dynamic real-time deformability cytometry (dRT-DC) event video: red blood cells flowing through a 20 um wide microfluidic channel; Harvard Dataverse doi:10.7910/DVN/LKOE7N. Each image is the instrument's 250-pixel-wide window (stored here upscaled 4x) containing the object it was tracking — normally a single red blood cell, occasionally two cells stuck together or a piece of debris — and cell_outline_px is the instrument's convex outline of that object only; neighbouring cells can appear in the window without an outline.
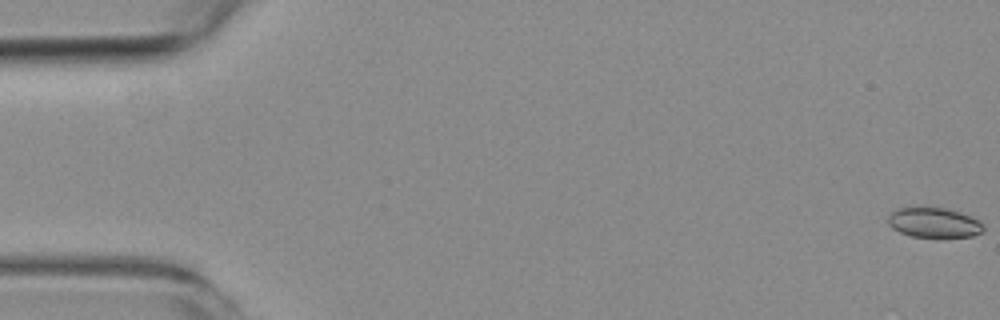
{"species": "common noctule bat (a hibernating species)", "species_latin": "Nyctalus noctula", "temperature_condition": "room temperature", "stored_images_in_passage": 5, "camera_frame_rate_fps": 3000, "um_per_image_px": 0.085, "animal": {"sex": "female", "body_mass_g": 19.3, "forearm_length_mm": 54.1}, "frame": {"image": 1, "passage_image": 1, "time_ms": 0.0, "image_size_px": [1000, 320], "cell_outline_px": [[984, 232], [972, 236], [912, 236], [900, 232], [892, 228], [888, 224], [888, 216], [896, 208], [944, 208], [960, 212], [984, 224]], "centroid_in_image_um": [79.38, 18.92], "position_along_channel_um": 5.6, "area_um2": 16.24}}
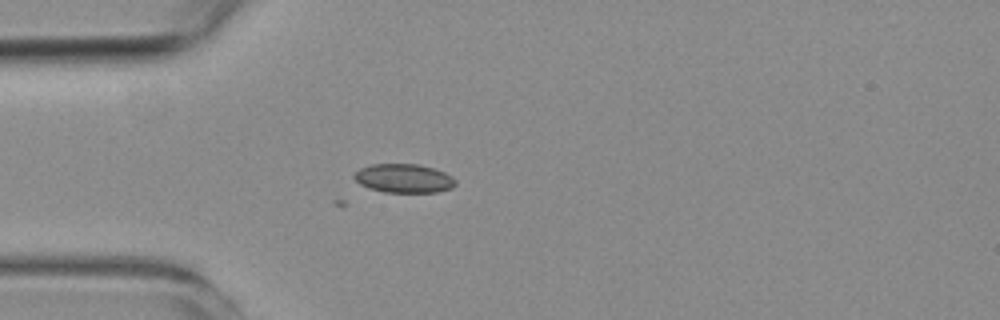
{"frame": {"image": 2, "passage_image": 4, "time_ms": 5.0, "image_size_px": [1000, 320], "cell_outline_px": [[456, 184], [452, 188], [436, 192], [384, 192], [368, 188], [360, 184], [352, 176], [352, 172], [360, 168], [372, 164], [420, 164], [444, 172], [452, 176], [456, 180]], "centroid_in_image_um": [34.3, 15.15], "position_along_channel_um": 50.7, "area_um2": 17.17}}